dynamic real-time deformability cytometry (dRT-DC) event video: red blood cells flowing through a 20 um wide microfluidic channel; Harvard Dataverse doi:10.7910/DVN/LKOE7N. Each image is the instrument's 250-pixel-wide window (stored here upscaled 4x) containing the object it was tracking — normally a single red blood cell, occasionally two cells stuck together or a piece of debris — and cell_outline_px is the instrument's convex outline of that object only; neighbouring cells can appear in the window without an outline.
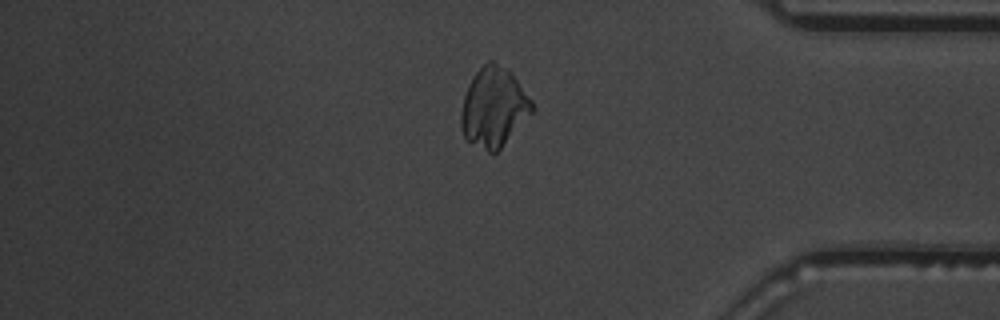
{"species": "common noctule bat (a hibernating species)", "species_latin": "Nyctalus noctula", "temperature_condition": "warm", "stored_images_in_passage": 55, "camera_frame_rate_fps": 3000, "um_per_image_px": 0.085, "animal": {"sex": "male", "body_mass_g": 19.5, "forearm_length_mm": 54.6}, "frame": {"image": 1, "passage_image": 47, "time_ms": 15.333, "image_size_px": [1000, 320], "cell_outline_px": [[536, 108], [500, 148], [496, 152], [488, 152], [468, 140], [464, 136], [460, 128], [460, 116], [464, 96], [468, 84], [476, 72], [488, 60], [492, 60], [508, 68], [512, 72], [532, 100]], "centroid_in_image_um": [41.97, 9.08], "position_along_channel_um": 393.2, "area_um2": 32.83}}